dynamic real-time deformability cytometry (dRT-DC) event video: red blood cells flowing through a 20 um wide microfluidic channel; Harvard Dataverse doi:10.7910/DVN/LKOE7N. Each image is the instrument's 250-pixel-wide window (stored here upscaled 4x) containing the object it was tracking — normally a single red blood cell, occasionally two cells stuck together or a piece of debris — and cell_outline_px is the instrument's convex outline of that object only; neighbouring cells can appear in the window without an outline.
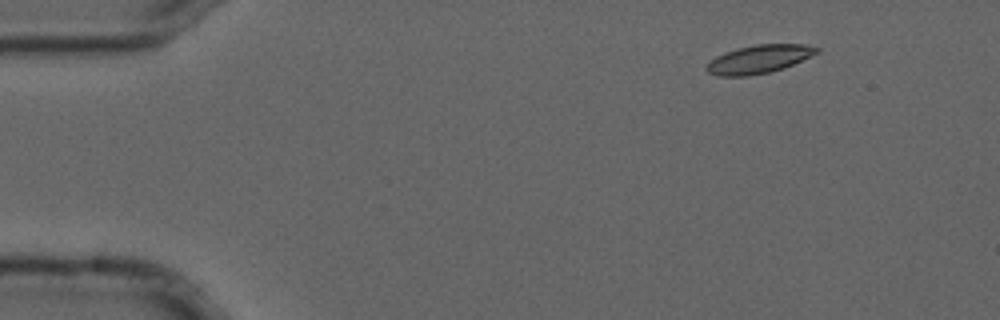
{"species": "common noctule bat (a hibernating species)", "species_latin": "Nyctalus noctula", "temperature_condition": "cold", "stored_images_in_passage": 5, "camera_frame_rate_fps": 3000, "um_per_image_px": 0.085, "animal": {"sex": "male", "forearm_length_mm": 52.5}, "frame": {"image": 1, "passage_image": 2, "time_ms": 0.333, "image_size_px": [1000, 320], "cell_outline_px": [[820, 52], [784, 68], [768, 72], [748, 76], [720, 76], [708, 72], [704, 68], [716, 56], [724, 52], [736, 48], [756, 44], [804, 44], [820, 48]], "centroid_in_image_um": [64.52, 5.02], "position_along_channel_um": 20.5, "area_um2": 18.15}}
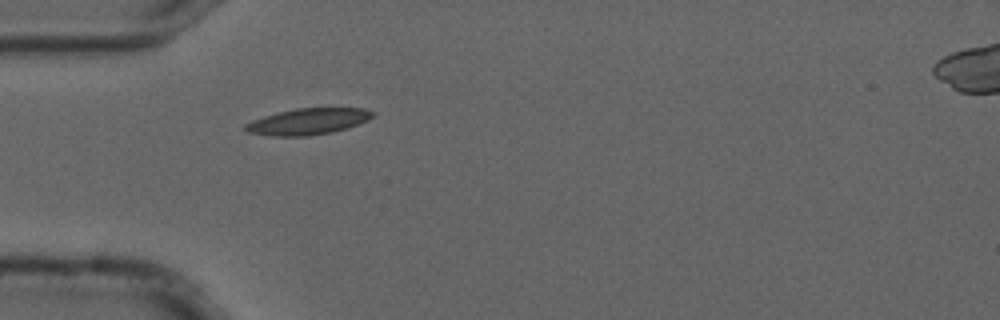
{"frame": {"image": 2, "passage_image": 5, "time_ms": 1.333, "image_size_px": [1000, 320], "cell_outline_px": [[376, 112], [368, 120], [348, 128], [332, 132], [308, 136], [272, 136], [248, 132], [244, 128], [244, 124], [252, 120], [276, 112], [296, 108], [364, 108]], "centroid_in_image_um": [26.18, 10.32], "position_along_channel_um": 58.8, "area_um2": 19.59}}